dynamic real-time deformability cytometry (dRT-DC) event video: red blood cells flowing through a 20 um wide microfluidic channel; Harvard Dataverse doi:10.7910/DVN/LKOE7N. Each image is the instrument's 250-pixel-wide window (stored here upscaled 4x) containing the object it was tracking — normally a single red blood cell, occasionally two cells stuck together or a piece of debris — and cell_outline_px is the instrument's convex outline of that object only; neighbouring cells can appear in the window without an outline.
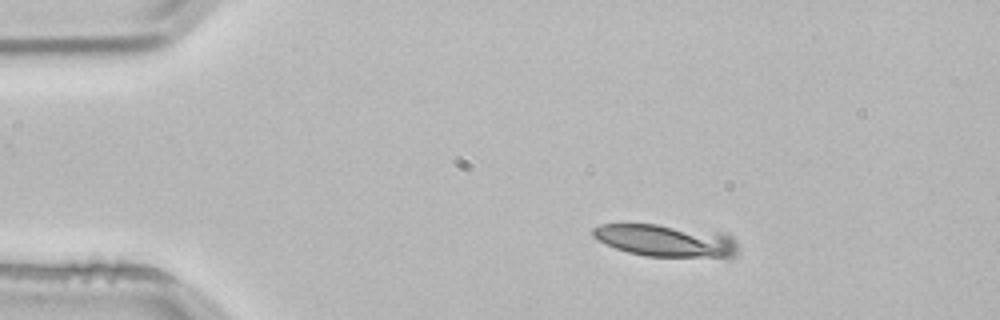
{"species": "common noctule bat (a hibernating species)", "species_latin": "Nyctalus noctula", "temperature_condition": "room temperature", "stored_images_in_passage": 3, "camera_frame_rate_fps": 3000, "um_per_image_px": 0.085, "animal": {"sex": "male", "body_mass_g": 21.5, "forearm_length_mm": 52.0}, "frame": {"image": 1, "passage_image": 1, "time_ms": 0.0, "image_size_px": [1000, 320], "cell_outline_px": [[736, 256], [728, 260], [644, 256], [628, 252], [616, 248], [592, 236], [592, 228], [600, 224], [656, 224], [728, 232], [736, 240]], "centroid_in_image_um": [56.76, 20.48], "position_along_channel_um": 28.2, "area_um2": 28.55}}